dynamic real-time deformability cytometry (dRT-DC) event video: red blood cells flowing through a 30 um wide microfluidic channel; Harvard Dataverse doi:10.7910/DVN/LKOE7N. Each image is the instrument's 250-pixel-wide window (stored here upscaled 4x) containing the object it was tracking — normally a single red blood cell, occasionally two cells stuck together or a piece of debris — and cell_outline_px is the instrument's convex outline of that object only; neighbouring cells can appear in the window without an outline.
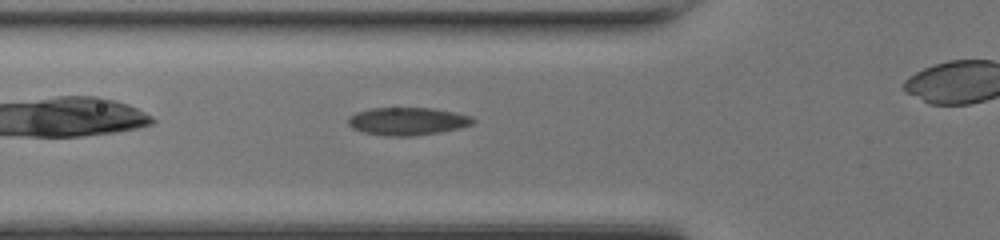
{"species": "common noctule bat (a hibernating species)", "species_latin": "Nyctalus noctula", "temperature_condition": "room temperature", "stored_images_in_passage": 25, "camera_frame_rate_fps": 3000, "um_per_image_px": 0.085, "animal": {"sex": "female", "body_mass_g": 17.0, "forearm_length_mm": 48.0}, "frame": {"image": 1, "passage_image": 3, "time_ms": 0.667, "image_size_px": [1000, 240], "cell_outline_px": [[476, 120], [472, 124], [460, 128], [440, 132], [412, 136], [388, 136], [364, 132], [352, 128], [348, 124], [348, 116], [356, 112], [372, 108], [432, 108], [456, 112], [472, 116]], "centroid_in_image_um": [34.65, 10.3], "position_along_channel_um": 91.1, "area_um2": 20.29}}
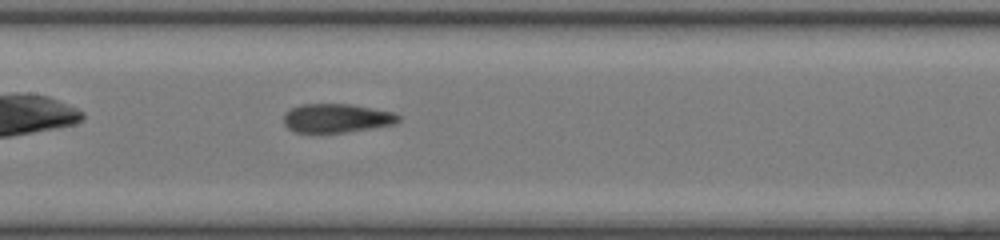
{"frame": {"image": 2, "passage_image": 9, "time_ms": 2.667, "image_size_px": [1000, 240], "cell_outline_px": [[400, 120], [392, 124], [344, 132], [296, 132], [288, 128], [284, 124], [284, 112], [300, 104], [348, 104], [392, 112], [400, 116]], "centroid_in_image_um": [28.55, 10.03], "position_along_channel_um": 178.8, "area_um2": 18.9}}
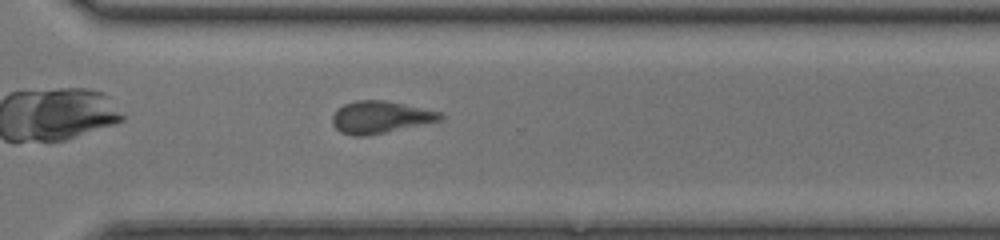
{"frame": {"image": 3, "passage_image": 20, "time_ms": 6.333, "image_size_px": [1000, 240], "cell_outline_px": [[444, 116], [440, 120], [384, 132], [364, 136], [352, 136], [340, 132], [332, 124], [332, 116], [344, 104], [356, 100], [384, 100], [440, 112]], "centroid_in_image_um": [32.27, 9.96], "position_along_channel_um": 338.3, "area_um2": 19.77}}